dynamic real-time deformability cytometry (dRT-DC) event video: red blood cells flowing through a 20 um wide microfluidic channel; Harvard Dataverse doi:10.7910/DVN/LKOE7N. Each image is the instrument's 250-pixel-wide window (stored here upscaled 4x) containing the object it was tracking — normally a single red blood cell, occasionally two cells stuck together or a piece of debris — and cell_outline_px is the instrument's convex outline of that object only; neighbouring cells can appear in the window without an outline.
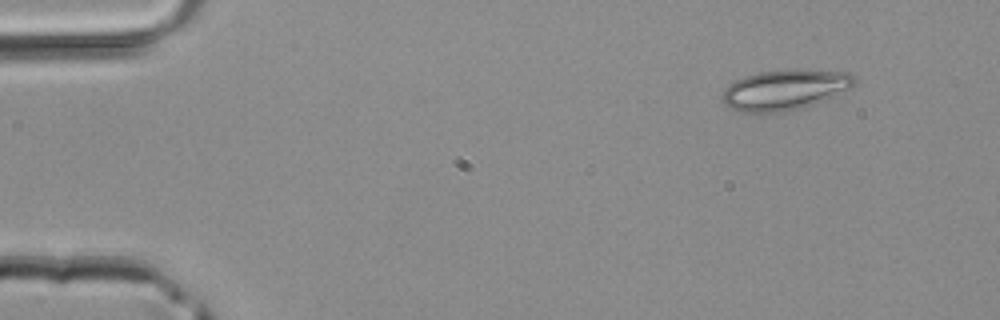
{"species": "common noctule bat (a hibernating species)", "species_latin": "Nyctalus noctula", "temperature_condition": "room temperature", "stored_images_in_passage": 41, "camera_frame_rate_fps": 3000, "um_per_image_px": 0.085, "animal": {"sex": "male", "body_mass_g": 20.4}, "frame": {"image": 1, "passage_image": 1, "time_ms": 0.0, "image_size_px": [1000, 320], "cell_outline_px": [[856, 84], [852, 88], [824, 100], [800, 108], [780, 112], [740, 112], [724, 104], [720, 96], [724, 88], [728, 84], [736, 80], [760, 72], [848, 72], [856, 76]], "centroid_in_image_um": [66.68, 7.68], "position_along_channel_um": 18.3, "area_um2": 30.06}}
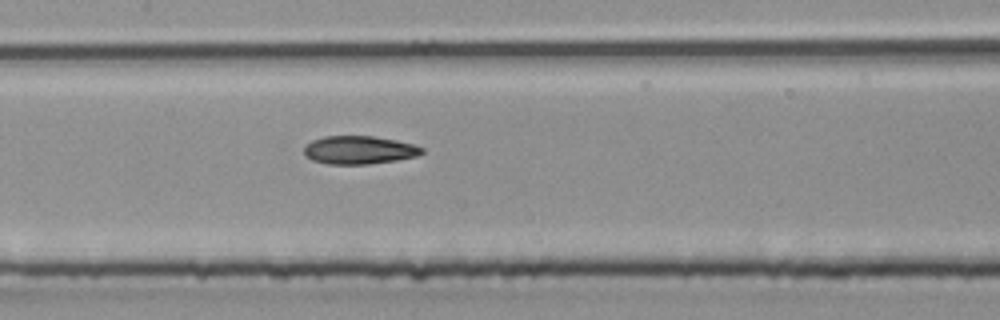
{"frame": {"image": 2, "passage_image": 18, "time_ms": 5.667, "image_size_px": [1000, 320], "cell_outline_px": [[424, 152], [416, 156], [396, 160], [368, 164], [328, 164], [312, 160], [304, 156], [304, 148], [312, 140], [324, 136], [372, 136], [412, 144], [424, 148]], "centroid_in_image_um": [30.49, 12.75], "position_along_channel_um": 176.9, "area_um2": 19.19}}
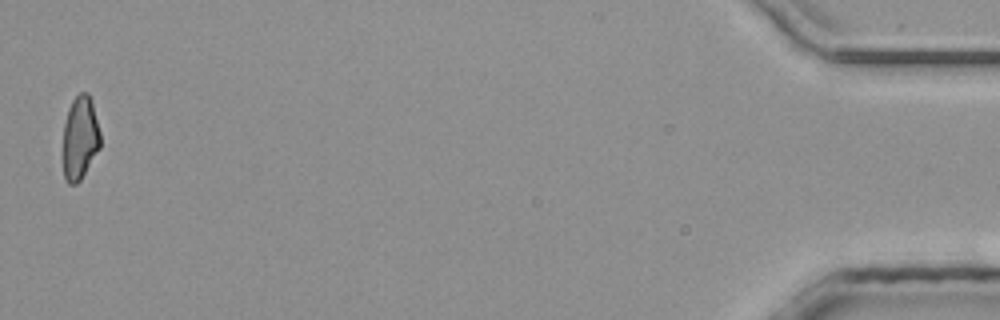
{"frame": {"image": 3, "passage_image": 41, "time_ms": 13.333, "image_size_px": [1000, 320], "cell_outline_px": [[100, 148], [80, 180], [76, 184], [68, 184], [64, 180], [64, 124], [68, 108], [72, 100], [80, 92], [88, 92], [92, 104], [100, 132]], "centroid_in_image_um": [6.8, 11.73], "position_along_channel_um": 428.4, "area_um2": 17.98}}